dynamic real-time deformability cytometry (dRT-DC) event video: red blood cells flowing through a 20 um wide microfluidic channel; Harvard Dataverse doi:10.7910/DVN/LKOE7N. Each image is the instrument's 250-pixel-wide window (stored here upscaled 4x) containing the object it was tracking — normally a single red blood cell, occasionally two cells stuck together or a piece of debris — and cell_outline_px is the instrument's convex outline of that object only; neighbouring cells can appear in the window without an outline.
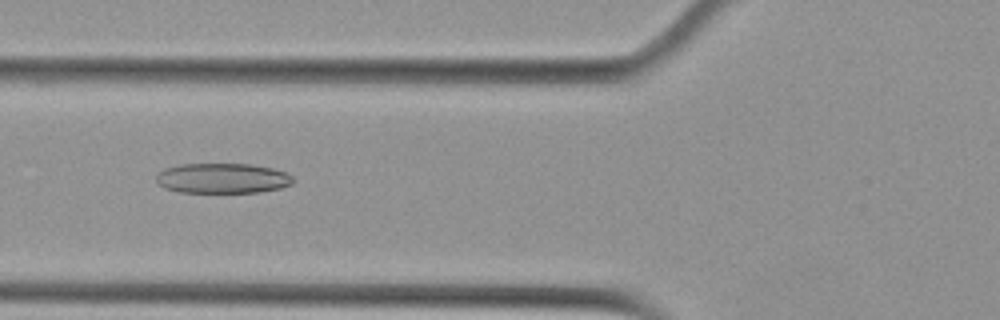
{"species": "Egyptian fruit bat (a non-hibernating species)", "species_latin": "Rousettus aegyptiacus", "temperature_condition": "cold", "stored_images_in_passage": 55, "camera_frame_rate_fps": 3000, "um_per_image_px": 0.085, "animal": {"sex": "female"}, "frame": {"image": 1, "passage_image": 21, "time_ms": 6.667, "image_size_px": [1000, 320], "cell_outline_px": [[296, 180], [292, 184], [280, 188], [260, 192], [180, 192], [164, 188], [156, 180], [156, 176], [164, 168], [180, 164], [248, 164], [272, 168], [284, 172], [292, 176]], "centroid_in_image_um": [18.92, 15.15], "position_along_channel_um": 106.9, "area_um2": 23.99}}
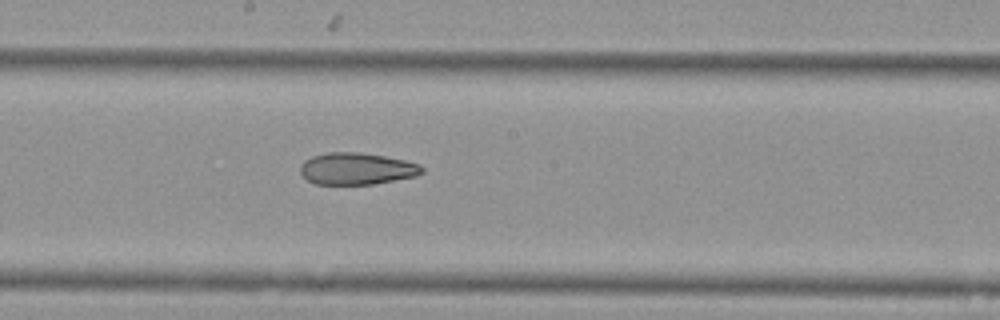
{"frame": {"image": 2, "passage_image": 30, "time_ms": 9.667, "image_size_px": [1000, 320], "cell_outline_px": [[424, 172], [416, 176], [372, 184], [316, 184], [308, 180], [300, 172], [300, 164], [304, 160], [312, 156], [328, 152], [360, 152], [384, 156], [404, 160], [420, 164], [424, 168]], "centroid_in_image_um": [30.32, 14.33], "position_along_channel_um": 217.9, "area_um2": 22.6}}
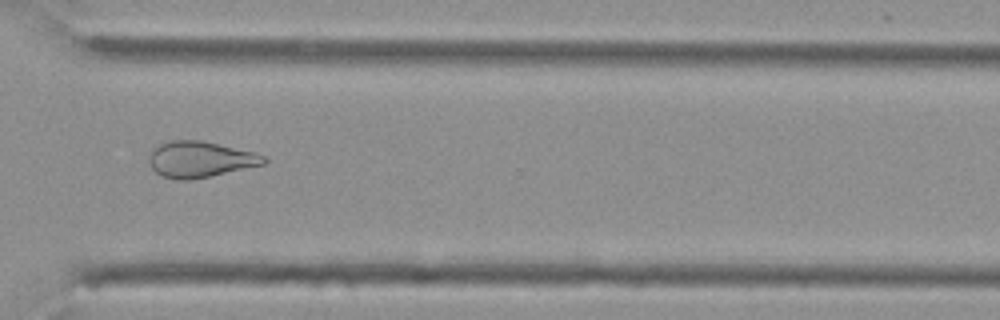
{"frame": {"image": 3, "passage_image": 41, "time_ms": 13.333, "image_size_px": [1000, 320], "cell_outline_px": [[268, 160], [264, 164], [212, 176], [188, 180], [176, 180], [164, 176], [156, 172], [152, 168], [148, 160], [148, 152], [160, 144], [172, 140], [200, 140], [256, 152], [264, 156]], "centroid_in_image_um": [17.0, 13.54], "position_along_channel_um": 353.6, "area_um2": 24.16}, "authors_computed_cell_mechanics": {"area_um2": 27.8018, "velocity_mm_per_s": 3.7026, "shape_relaxation_time_tau1_ms": null, "shape_relaxation_time_tau2_ms": 3.9522, "deformation_change_tau1": null, "deformation_change_tau2": 0.1207}}